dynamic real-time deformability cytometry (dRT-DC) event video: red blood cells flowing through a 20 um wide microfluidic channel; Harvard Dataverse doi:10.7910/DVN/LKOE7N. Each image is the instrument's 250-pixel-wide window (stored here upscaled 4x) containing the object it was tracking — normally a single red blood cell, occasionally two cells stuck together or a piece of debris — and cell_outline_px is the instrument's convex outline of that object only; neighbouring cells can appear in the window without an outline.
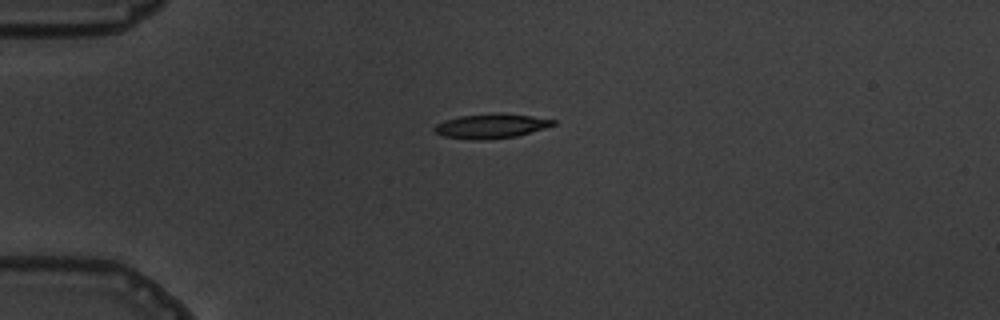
{"species": "common noctule bat (a hibernating species)", "species_latin": "Nyctalus noctula", "temperature_condition": "warm", "stored_images_in_passage": 2, "camera_frame_rate_fps": 3000, "um_per_image_px": 0.085, "animal": {"sex": "male", "body_mass_g": 19.5, "forearm_length_mm": 54.6}, "frame": {"image": 1, "passage_image": 2, "time_ms": 1.333, "image_size_px": [1000, 320], "cell_outline_px": [[556, 124], [544, 128], [516, 136], [476, 140], [472, 140], [444, 136], [436, 132], [432, 128], [436, 124], [444, 120], [460, 116], [500, 112], [504, 112], [532, 116], [556, 120]], "centroid_in_image_um": [41.74, 10.69], "position_along_channel_um": 43.3, "area_um2": 16.94}}